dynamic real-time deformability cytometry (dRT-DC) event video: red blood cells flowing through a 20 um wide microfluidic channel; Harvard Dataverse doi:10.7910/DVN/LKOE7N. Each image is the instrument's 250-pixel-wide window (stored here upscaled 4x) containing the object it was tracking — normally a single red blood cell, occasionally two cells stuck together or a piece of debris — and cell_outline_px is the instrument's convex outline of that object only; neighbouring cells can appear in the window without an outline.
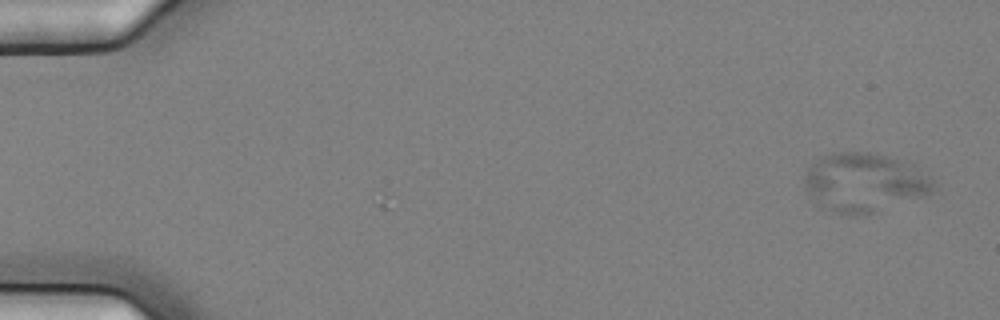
{"species": "common noctule bat (a hibernating species)", "species_latin": "Nyctalus noctula", "temperature_condition": "cold", "stored_images_in_passage": 2, "camera_frame_rate_fps": 3000, "um_per_image_px": 0.085, "animal": {"sex": "female", "body_mass_g": 25.1}, "frame": {"image": 1, "passage_image": 1, "time_ms": 0.0, "image_size_px": [1000, 320], "cell_outline_px": [[932, 192], [872, 212], [836, 212], [816, 208], [812, 204], [804, 188], [804, 176], [808, 168], [816, 160], [824, 156], [836, 152], [868, 152], [900, 160], [912, 164], [932, 176]], "centroid_in_image_um": [73.37, 15.49], "position_along_channel_um": 11.6, "area_um2": 43.58}}